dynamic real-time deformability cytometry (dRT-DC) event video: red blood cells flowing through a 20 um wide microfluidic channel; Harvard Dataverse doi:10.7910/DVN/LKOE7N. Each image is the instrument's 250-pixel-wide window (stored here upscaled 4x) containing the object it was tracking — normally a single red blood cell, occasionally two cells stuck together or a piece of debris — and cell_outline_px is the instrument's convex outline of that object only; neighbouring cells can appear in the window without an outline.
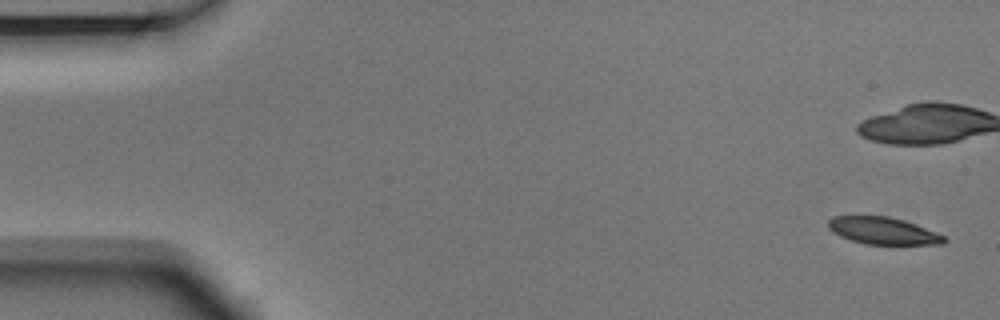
{"species": "Egyptian fruit bat (a non-hibernating species)", "species_latin": "Rousettus aegyptiacus", "temperature_condition": "room temperature", "stored_images_in_passage": 7, "camera_frame_rate_fps": 3000, "um_per_image_px": 0.085, "animal": {"sex": "male"}, "frame": {"image": 1, "passage_image": 1, "time_ms": 0.0, "image_size_px": [1000, 320], "cell_outline_px": [[948, 240], [944, 244], [864, 244], [840, 236], [832, 232], [828, 228], [828, 220], [832, 216], [888, 216], [904, 220], [916, 224], [944, 236]], "centroid_in_image_um": [75.04, 19.61], "position_along_channel_um": 10.0, "area_um2": 18.26}}
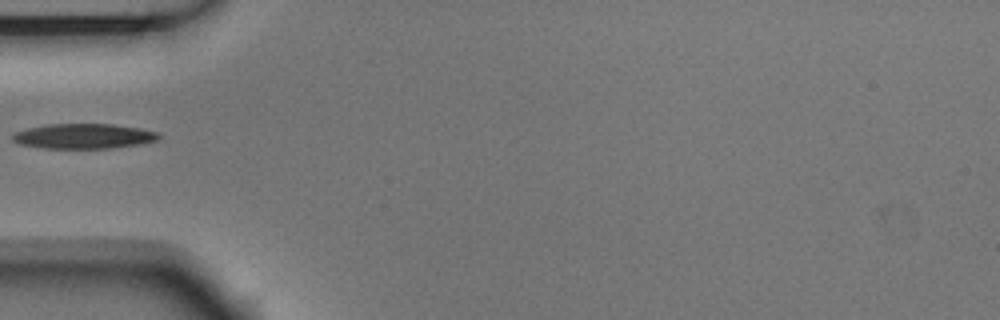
{"frame": {"image": 2, "passage_image": 6, "time_ms": 1.667, "image_size_px": [1000, 320], "cell_outline_px": [[160, 140], [140, 144], [112, 148], [44, 148], [20, 144], [12, 140], [12, 136], [16, 132], [28, 128], [48, 124], [112, 124], [140, 128], [156, 132], [160, 136]], "centroid_in_image_um": [7.14, 11.57], "position_along_channel_um": 77.9, "area_um2": 21.21}}
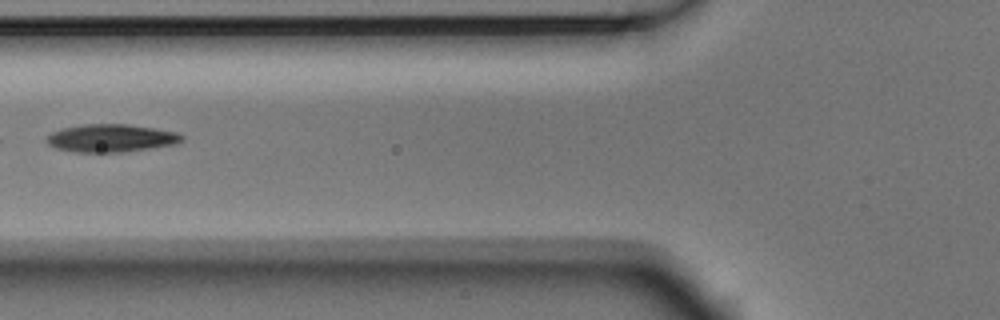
{"frame": {"image": 3, "passage_image": 7, "time_ms": 2.0, "image_size_px": [1000, 320], "cell_outline_px": [[184, 140], [176, 144], [124, 152], [76, 152], [56, 148], [48, 144], [48, 136], [52, 132], [64, 128], [84, 124], [128, 124], [156, 128], [176, 132], [184, 136]], "centroid_in_image_um": [9.49, 11.74], "position_along_channel_um": 116.3, "area_um2": 21.85}}